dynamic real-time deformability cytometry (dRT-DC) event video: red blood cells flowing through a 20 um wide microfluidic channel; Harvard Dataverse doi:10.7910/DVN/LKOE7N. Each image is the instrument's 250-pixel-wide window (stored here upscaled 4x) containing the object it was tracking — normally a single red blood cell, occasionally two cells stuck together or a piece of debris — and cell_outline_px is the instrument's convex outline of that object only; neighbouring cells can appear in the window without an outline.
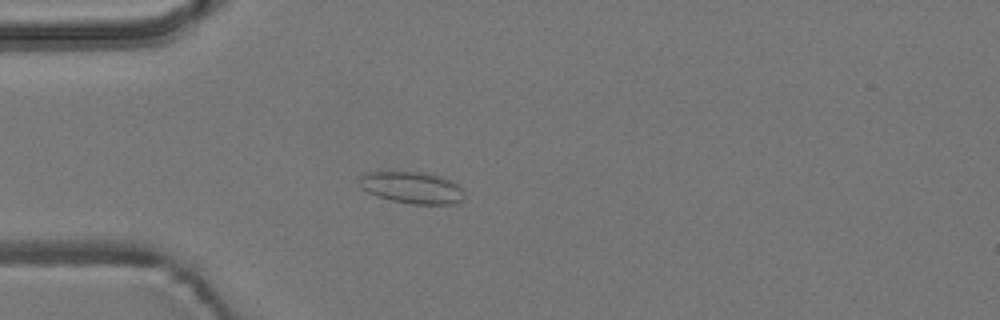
{"species": "common noctule bat (a hibernating species)", "species_latin": "Nyctalus noctula", "temperature_condition": "room temperature", "stored_images_in_passage": 5, "camera_frame_rate_fps": 3000, "um_per_image_px": 0.085, "animal": {"sex": "male", "body_mass_g": 19.2, "forearm_length_mm": 51.8}, "frame": {"image": 1, "passage_image": 4, "time_ms": 3.667, "image_size_px": [1000, 320], "cell_outline_px": [[464, 196], [456, 204], [412, 204], [392, 200], [376, 196], [368, 192], [360, 184], [360, 176], [364, 172], [424, 172], [452, 180], [460, 188]], "centroid_in_image_um": [35.01, 15.94], "position_along_channel_um": 50.0, "area_um2": 19.19}}